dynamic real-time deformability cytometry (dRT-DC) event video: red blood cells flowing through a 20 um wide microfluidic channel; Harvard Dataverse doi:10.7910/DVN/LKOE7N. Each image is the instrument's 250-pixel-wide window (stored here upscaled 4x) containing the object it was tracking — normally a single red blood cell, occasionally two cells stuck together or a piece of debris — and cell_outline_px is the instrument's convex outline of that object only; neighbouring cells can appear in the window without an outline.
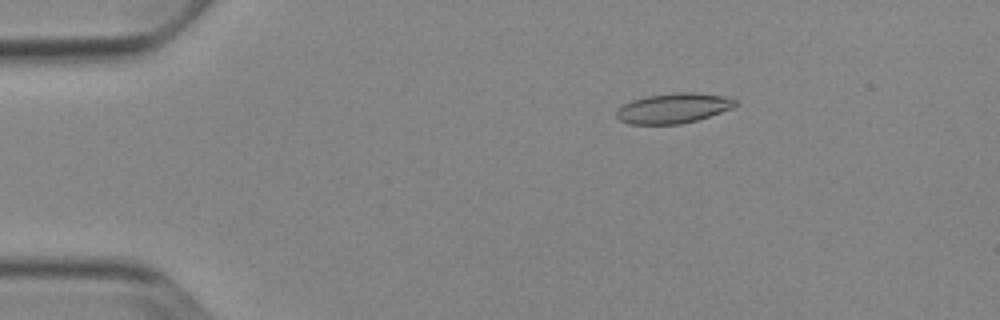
{"species": "Egyptian fruit bat (a non-hibernating species)", "species_latin": "Rousettus aegyptiacus", "temperature_condition": "cold", "stored_images_in_passage": 52, "camera_frame_rate_fps": 3000, "um_per_image_px": 0.085, "animal": {"sex": "female"}, "frame": {"image": 1, "passage_image": 9, "time_ms": 2.667, "image_size_px": [1000, 320], "cell_outline_px": [[736, 104], [732, 108], [696, 120], [680, 124], [628, 124], [620, 120], [616, 116], [616, 112], [624, 104], [632, 100], [648, 96], [676, 92], [696, 92], [728, 96], [736, 100]], "centroid_in_image_um": [57.25, 9.19], "position_along_channel_um": 27.7, "area_um2": 20.69}}
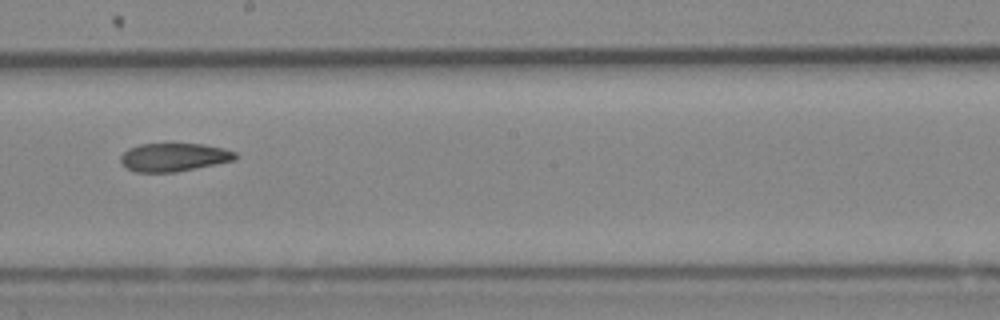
{"frame": {"image": 2, "passage_image": 30, "time_ms": 9.667, "image_size_px": [1000, 320], "cell_outline_px": [[236, 160], [176, 172], [136, 172], [124, 168], [120, 164], [120, 156], [128, 148], [140, 144], [204, 144], [224, 148], [236, 152]], "centroid_in_image_um": [14.75, 13.37], "position_along_channel_um": 233.5, "area_um2": 19.07}}
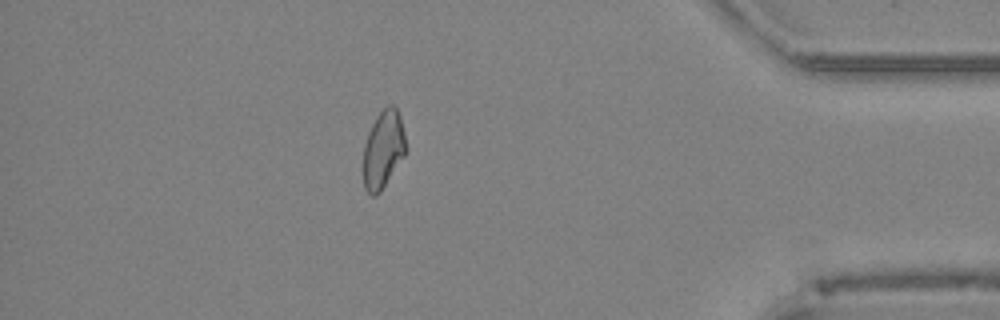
{"frame": {"image": 3, "passage_image": 46, "time_ms": 15.0, "image_size_px": [1000, 320], "cell_outline_px": [[404, 156], [380, 192], [376, 196], [372, 196], [364, 188], [364, 144], [368, 132], [376, 116], [388, 104], [392, 104], [396, 108], [400, 116], [404, 132]], "centroid_in_image_um": [32.56, 12.69], "position_along_channel_um": 402.6, "area_um2": 18.96}, "authors_computed_cell_mechanics": {"area_um2": 20.0566, "velocity_mm_per_s": 3.8763, "shape_relaxation_time_tau1_ms": null, "shape_relaxation_time_tau2_ms": 11.3226, "deformation_change_tau1": null, "deformation_change_tau2": 0.1875}}